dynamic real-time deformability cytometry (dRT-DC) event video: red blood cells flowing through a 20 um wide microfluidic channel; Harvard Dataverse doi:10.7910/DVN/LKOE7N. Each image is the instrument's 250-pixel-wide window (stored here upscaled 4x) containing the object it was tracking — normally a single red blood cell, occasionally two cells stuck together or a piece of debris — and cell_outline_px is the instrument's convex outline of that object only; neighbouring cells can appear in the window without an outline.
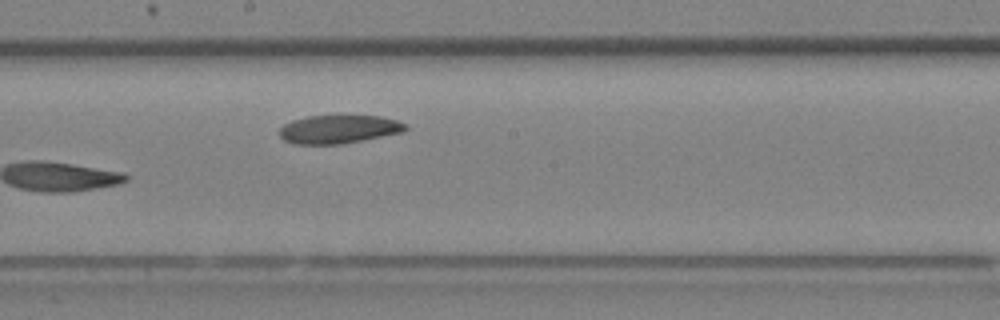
{"species": "Egyptian fruit bat (a non-hibernating species)", "species_latin": "Rousettus aegyptiacus", "temperature_condition": "room temperature", "stored_images_in_passage": 16, "camera_frame_rate_fps": 3000, "um_per_image_px": 0.085, "animal": {"sex": "female"}, "frame": {"image": 1, "passage_image": 16, "time_ms": 5.0, "image_size_px": [1000, 320], "cell_outline_px": [[408, 128], [404, 132], [364, 140], [340, 144], [292, 144], [284, 140], [276, 132], [284, 124], [292, 120], [308, 116], [380, 116], [396, 120], [408, 124]], "centroid_in_image_um": [28.79, 10.99], "position_along_channel_um": 219.4, "area_um2": 21.04}}